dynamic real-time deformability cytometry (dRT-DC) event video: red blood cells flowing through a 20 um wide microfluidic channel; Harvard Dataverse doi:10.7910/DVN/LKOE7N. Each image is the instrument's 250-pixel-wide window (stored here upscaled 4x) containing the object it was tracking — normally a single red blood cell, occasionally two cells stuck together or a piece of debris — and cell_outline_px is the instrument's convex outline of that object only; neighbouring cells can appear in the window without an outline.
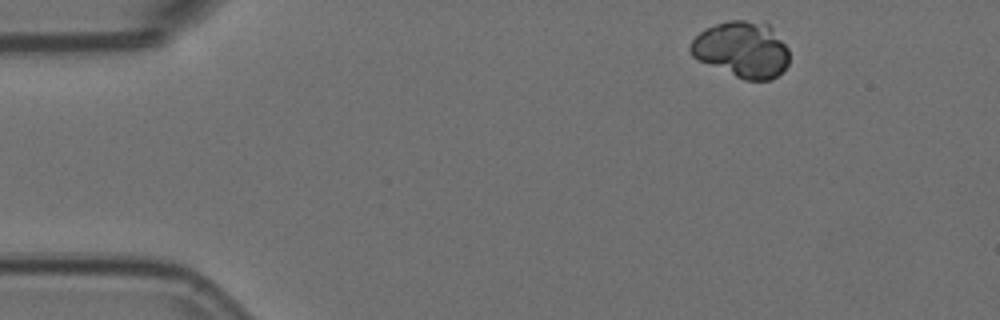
{"species": "Egyptian fruit bat (a non-hibernating species)", "species_latin": "Rousettus aegyptiacus", "temperature_condition": "room temperature", "stored_images_in_passage": 3, "camera_frame_rate_fps": 3000, "um_per_image_px": 0.085, "animal": {"sex": "female"}, "frame": {"image": 1, "passage_image": 1, "time_ms": 0.0, "image_size_px": [1000, 320], "cell_outline_px": [[788, 64], [772, 80], [744, 80], [700, 60], [692, 56], [688, 48], [692, 40], [704, 28], [728, 20], [744, 20], [768, 24], [772, 28], [788, 48]], "centroid_in_image_um": [63.06, 4.2], "position_along_channel_um": 21.9, "area_um2": 31.96}}